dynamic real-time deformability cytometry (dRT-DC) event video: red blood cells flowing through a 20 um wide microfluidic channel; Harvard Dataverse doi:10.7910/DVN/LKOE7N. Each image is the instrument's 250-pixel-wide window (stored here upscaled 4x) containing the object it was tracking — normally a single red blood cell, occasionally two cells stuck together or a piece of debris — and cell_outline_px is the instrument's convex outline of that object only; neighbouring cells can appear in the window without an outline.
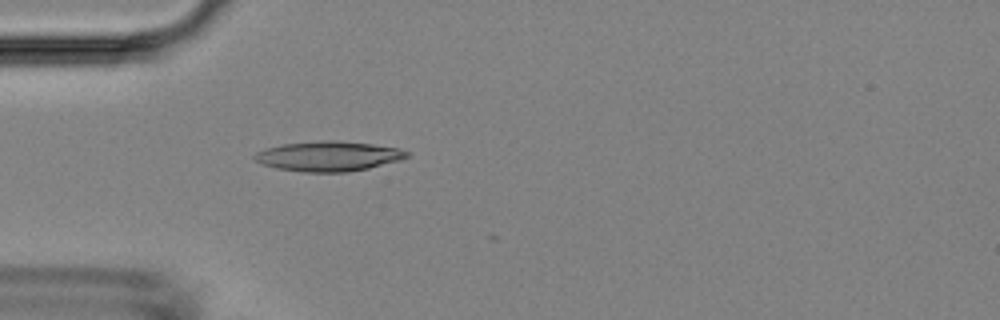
{"species": "Egyptian fruit bat (a non-hibernating species)", "species_latin": "Rousettus aegyptiacus", "temperature_condition": "room temperature", "stored_images_in_passage": 4, "camera_frame_rate_fps": 3000, "um_per_image_px": 0.085, "animal": {"sex": "female"}, "frame": {"image": 1, "passage_image": 4, "time_ms": 4.333, "image_size_px": [1000, 320], "cell_outline_px": [[408, 156], [400, 160], [368, 168], [348, 172], [304, 172], [276, 168], [264, 164], [256, 160], [252, 156], [256, 152], [264, 148], [284, 144], [320, 140], [336, 140], [372, 144], [400, 148], [408, 152]], "centroid_in_image_um": [27.91, 13.27], "position_along_channel_um": 57.1, "area_um2": 26.53}}